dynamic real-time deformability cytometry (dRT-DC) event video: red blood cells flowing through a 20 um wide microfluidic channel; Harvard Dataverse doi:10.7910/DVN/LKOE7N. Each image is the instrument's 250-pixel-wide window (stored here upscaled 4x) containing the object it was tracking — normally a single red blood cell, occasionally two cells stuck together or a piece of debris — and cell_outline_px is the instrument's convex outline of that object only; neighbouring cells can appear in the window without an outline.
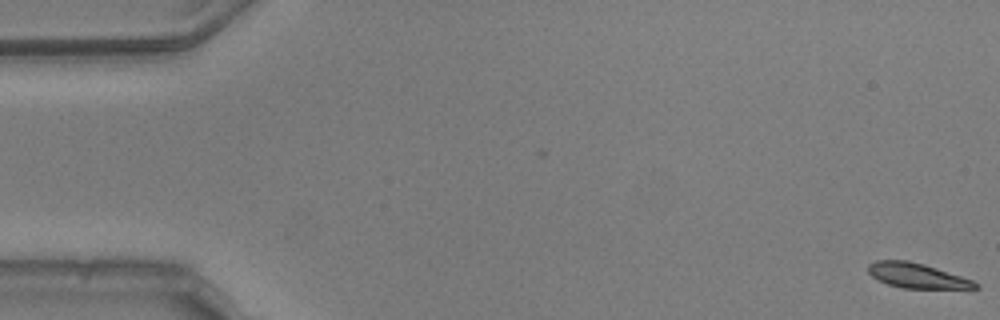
{"species": "common noctule bat (a hibernating species)", "species_latin": "Nyctalus noctula", "temperature_condition": "warm", "stored_images_in_passage": 2, "camera_frame_rate_fps": 3000, "um_per_image_px": 0.085, "animal": {"sex": "male", "body_mass_g": 20.5, "forearm_length_mm": 52.5}, "frame": {"image": 1, "passage_image": 2, "time_ms": 0.333, "image_size_px": [1000, 320], "cell_outline_px": [[980, 288], [904, 288], [888, 284], [872, 276], [868, 272], [868, 264], [876, 260], [908, 260], [924, 264], [972, 280], [980, 284]], "centroid_in_image_um": [77.93, 23.42], "position_along_channel_um": 7.1, "area_um2": 15.32}}